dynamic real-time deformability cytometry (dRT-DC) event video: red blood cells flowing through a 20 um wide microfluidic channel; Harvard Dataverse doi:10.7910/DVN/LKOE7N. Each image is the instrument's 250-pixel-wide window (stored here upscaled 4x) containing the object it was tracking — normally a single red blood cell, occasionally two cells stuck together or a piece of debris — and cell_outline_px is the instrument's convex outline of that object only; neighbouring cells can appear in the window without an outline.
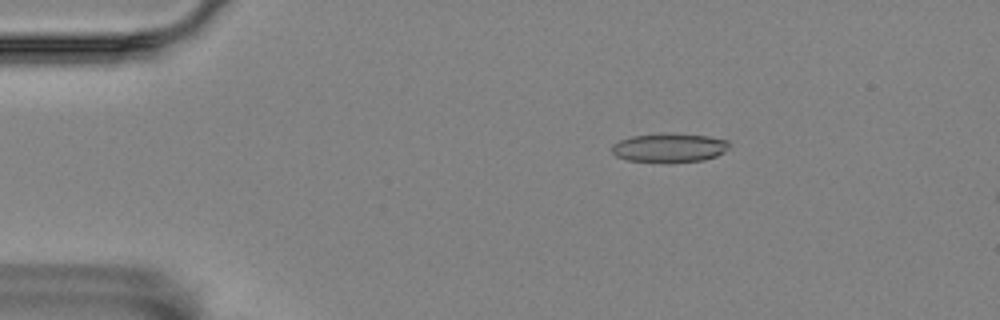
{"species": "Egyptian fruit bat (a non-hibernating species)", "species_latin": "Rousettus aegyptiacus", "temperature_condition": "room temperature", "stored_images_in_passage": 14, "camera_frame_rate_fps": 3000, "um_per_image_px": 0.085, "animal": {"sex": "female"}, "frame": {"image": 1, "passage_image": 7, "time_ms": 2.0, "image_size_px": [1000, 320], "cell_outline_px": [[728, 148], [724, 152], [716, 156], [704, 160], [628, 160], [616, 156], [612, 152], [612, 144], [620, 140], [632, 136], [668, 132], [708, 136], [728, 140]], "centroid_in_image_um": [56.9, 12.51], "position_along_channel_um": 28.1, "area_um2": 19.25}}